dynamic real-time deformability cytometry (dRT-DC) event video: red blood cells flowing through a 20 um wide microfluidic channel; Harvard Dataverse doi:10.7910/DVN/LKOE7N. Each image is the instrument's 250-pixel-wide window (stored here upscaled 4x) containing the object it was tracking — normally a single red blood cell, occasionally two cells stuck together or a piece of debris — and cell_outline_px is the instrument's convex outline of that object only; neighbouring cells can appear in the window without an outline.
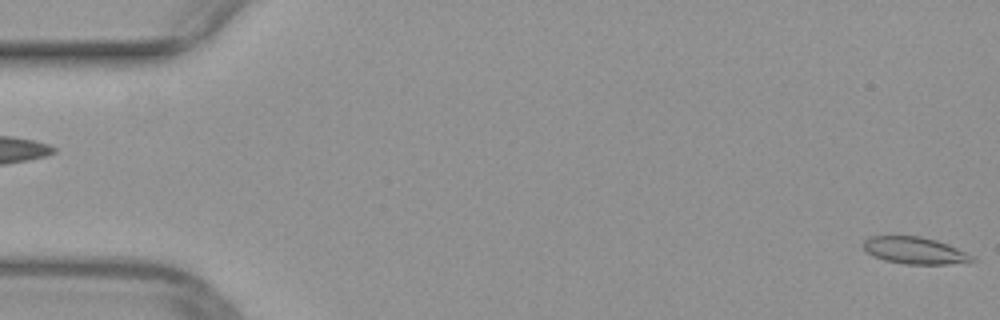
{"species": "common noctule bat (a hibernating species)", "species_latin": "Nyctalus noctula", "temperature_condition": "warm", "stored_images_in_passage": 51, "camera_frame_rate_fps": 3000, "um_per_image_px": 0.085, "animal": {"sex": "female", "body_mass_g": 29.2, "forearm_length_mm": 56.3}, "frame": {"image": 1, "passage_image": 1, "time_ms": 0.0, "image_size_px": [1000, 320], "cell_outline_px": [[976, 260], [948, 264], [904, 264], [884, 260], [872, 256], [864, 252], [864, 240], [868, 236], [920, 236], [936, 240], [948, 244], [976, 256]], "centroid_in_image_um": [77.74, 21.29], "position_along_channel_um": 7.3, "area_um2": 17.22}}
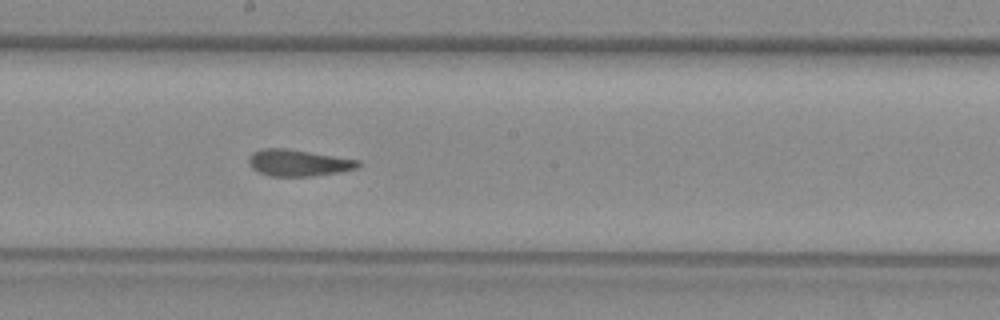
{"frame": {"image": 2, "passage_image": 28, "time_ms": 9.0, "image_size_px": [1000, 320], "cell_outline_px": [[360, 168], [340, 172], [312, 176], [272, 176], [256, 172], [248, 164], [248, 156], [252, 152], [264, 148], [284, 148], [360, 160]], "centroid_in_image_um": [25.34, 13.85], "position_along_channel_um": 222.9, "area_um2": 17.05}}
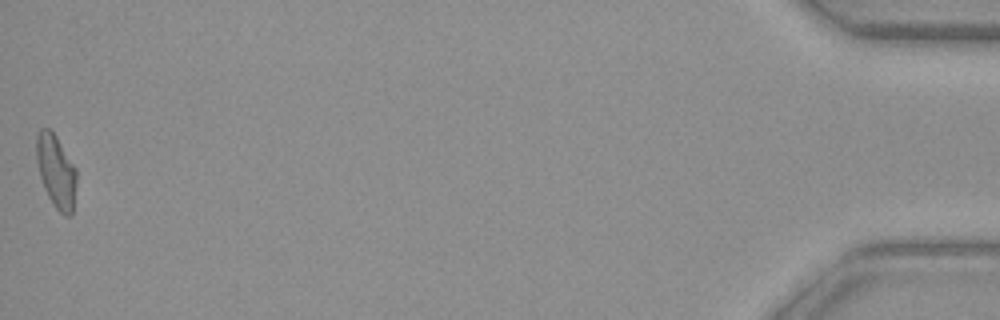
{"frame": {"image": 3, "passage_image": 51, "time_ms": 16.667, "image_size_px": [1000, 320], "cell_outline_px": [[76, 184], [72, 216], [64, 216], [52, 204], [44, 188], [40, 176], [36, 160], [36, 136], [40, 128], [48, 128], [56, 136], [76, 168]], "centroid_in_image_um": [4.76, 14.57], "position_along_channel_um": 430.4, "area_um2": 17.11}}